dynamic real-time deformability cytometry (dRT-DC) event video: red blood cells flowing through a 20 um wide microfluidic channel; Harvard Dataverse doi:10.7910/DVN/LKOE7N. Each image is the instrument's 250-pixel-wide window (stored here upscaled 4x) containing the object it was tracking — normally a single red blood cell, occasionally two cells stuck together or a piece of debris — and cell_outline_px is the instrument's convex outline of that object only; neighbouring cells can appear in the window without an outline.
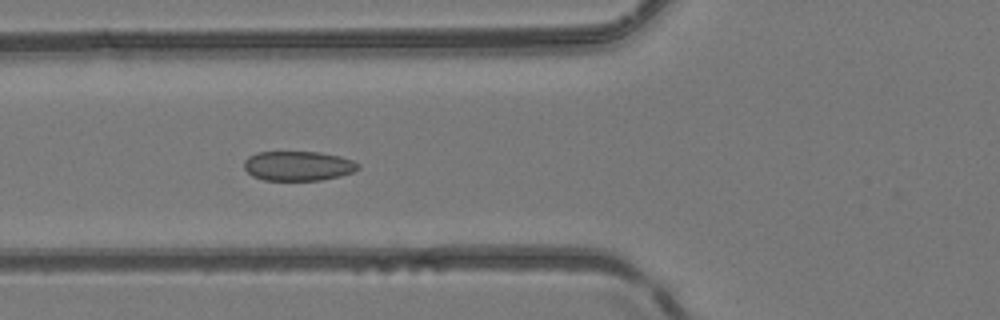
{"species": "common noctule bat (a hibernating species)", "species_latin": "Nyctalus noctula", "temperature_condition": "room temperature", "stored_images_in_passage": 7, "camera_frame_rate_fps": 3000, "um_per_image_px": 0.085, "animal": {"sex": "female", "body_mass_g": 24.6, "forearm_length_mm": 56.2}, "frame": {"image": 1, "passage_image": 6, "time_ms": 6.0, "image_size_px": [1000, 320], "cell_outline_px": [[360, 168], [352, 172], [340, 176], [320, 180], [264, 180], [252, 176], [244, 168], [244, 160], [248, 156], [256, 152], [320, 152], [340, 156], [352, 160], [360, 164]], "centroid_in_image_um": [25.33, 14.1], "position_along_channel_um": 100.5, "area_um2": 19.77}}
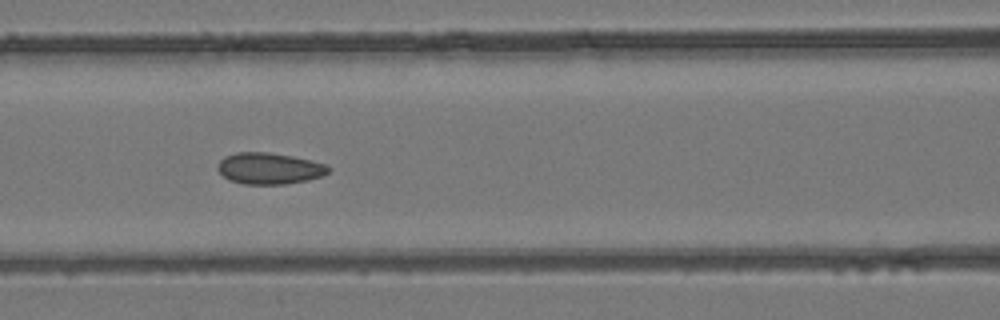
{"frame": {"image": 2, "passage_image": 7, "time_ms": 7.0, "image_size_px": [1000, 320], "cell_outline_px": [[332, 168], [324, 176], [308, 180], [284, 184], [244, 184], [228, 180], [216, 168], [216, 164], [224, 156], [236, 152], [268, 152], [292, 156], [324, 164]], "centroid_in_image_um": [22.86, 14.32], "position_along_channel_um": 143.7, "area_um2": 20.35}}